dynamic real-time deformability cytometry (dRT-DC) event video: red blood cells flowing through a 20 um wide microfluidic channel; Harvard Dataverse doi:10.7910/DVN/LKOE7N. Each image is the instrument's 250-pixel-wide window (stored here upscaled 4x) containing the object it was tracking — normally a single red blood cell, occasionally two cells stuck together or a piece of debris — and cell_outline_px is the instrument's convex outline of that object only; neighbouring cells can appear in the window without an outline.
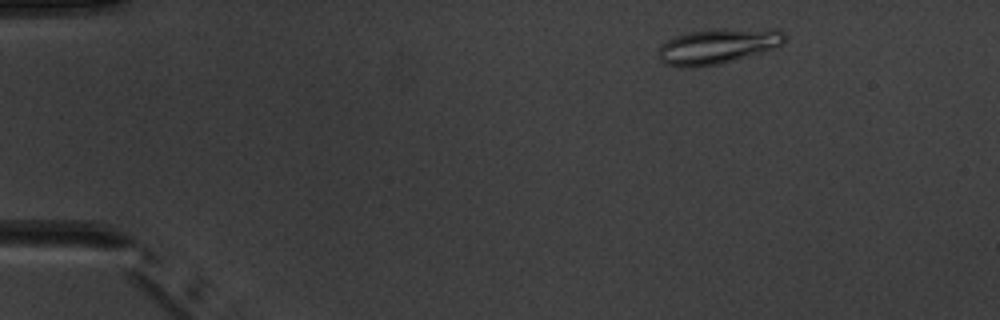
{"species": "common noctule bat (a hibernating species)", "species_latin": "Nyctalus noctula", "temperature_condition": "warm", "stored_images_in_passage": 5, "camera_frame_rate_fps": 3000, "um_per_image_px": 0.085, "animal": {"sex": "male", "body_mass_g": 20.1, "forearm_length_mm": 53.5}, "frame": {"image": 1, "passage_image": 2, "time_ms": 1.0, "image_size_px": [1000, 320], "cell_outline_px": [[784, 44], [760, 52], [720, 64], [696, 68], [680, 68], [664, 64], [660, 60], [660, 48], [668, 40], [676, 36], [688, 32], [716, 28], [776, 28], [784, 32]], "centroid_in_image_um": [61.02, 3.91], "position_along_channel_um": 24.0, "area_um2": 26.18}}